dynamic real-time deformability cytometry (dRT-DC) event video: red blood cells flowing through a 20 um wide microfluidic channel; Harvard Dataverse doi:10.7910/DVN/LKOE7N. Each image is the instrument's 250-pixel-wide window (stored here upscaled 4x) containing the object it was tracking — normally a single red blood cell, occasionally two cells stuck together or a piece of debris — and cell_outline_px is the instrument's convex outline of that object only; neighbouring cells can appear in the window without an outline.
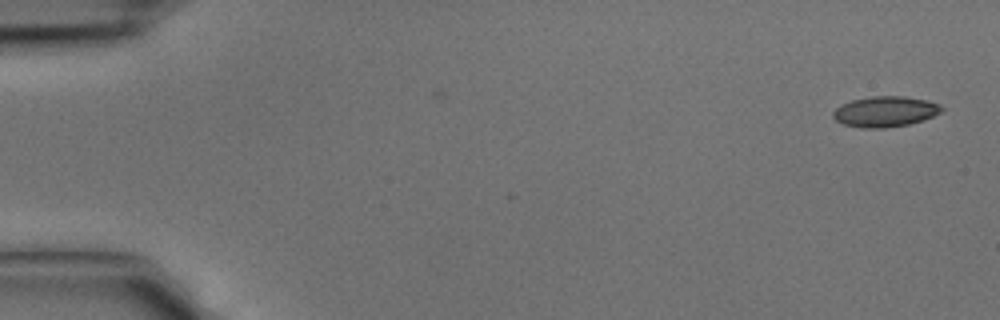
{"species": "common noctule bat (a hibernating species)", "species_latin": "Nyctalus noctula", "temperature_condition": "cold", "stored_images_in_passage": 3, "camera_frame_rate_fps": 3000, "um_per_image_px": 0.085, "animal": {"sex": "male", "body_mass_g": 15.6}, "frame": {"image": 1, "passage_image": 1, "time_ms": 0.0, "image_size_px": [1000, 320], "cell_outline_px": [[944, 108], [940, 112], [924, 120], [908, 124], [884, 128], [864, 128], [844, 124], [836, 120], [832, 116], [832, 112], [840, 104], [852, 100], [872, 96], [904, 96], [924, 100], [940, 104]], "centroid_in_image_um": [75.22, 9.48], "position_along_channel_um": 9.8, "area_um2": 19.25}}